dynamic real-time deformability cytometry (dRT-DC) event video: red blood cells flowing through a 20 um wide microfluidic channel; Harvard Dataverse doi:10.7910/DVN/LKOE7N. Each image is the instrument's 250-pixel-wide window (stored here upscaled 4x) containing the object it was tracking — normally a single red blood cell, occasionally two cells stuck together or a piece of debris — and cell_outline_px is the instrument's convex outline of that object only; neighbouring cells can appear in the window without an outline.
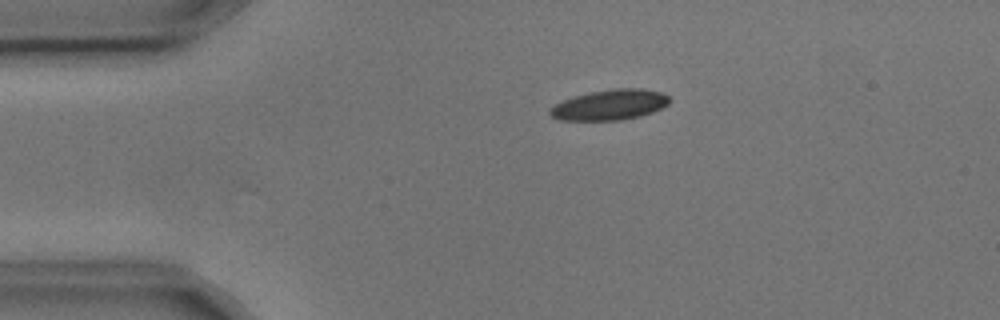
{"species": "common noctule bat (a hibernating species)", "species_latin": "Nyctalus noctula", "temperature_condition": "cold", "stored_images_in_passage": 2, "camera_frame_rate_fps": 3000, "um_per_image_px": 0.085, "animal": {"sex": "male", "body_mass_g": 17.9, "forearm_length_mm": 54.2}, "frame": {"image": 1, "passage_image": 1, "time_ms": 0.0, "image_size_px": [1000, 320], "cell_outline_px": [[672, 100], [668, 104], [652, 112], [640, 116], [620, 120], [560, 120], [552, 116], [548, 112], [556, 104], [564, 100], [576, 96], [592, 92], [616, 88], [640, 88], [660, 92], [668, 96]], "centroid_in_image_um": [51.87, 8.91], "position_along_channel_um": 33.1, "area_um2": 20.87}}